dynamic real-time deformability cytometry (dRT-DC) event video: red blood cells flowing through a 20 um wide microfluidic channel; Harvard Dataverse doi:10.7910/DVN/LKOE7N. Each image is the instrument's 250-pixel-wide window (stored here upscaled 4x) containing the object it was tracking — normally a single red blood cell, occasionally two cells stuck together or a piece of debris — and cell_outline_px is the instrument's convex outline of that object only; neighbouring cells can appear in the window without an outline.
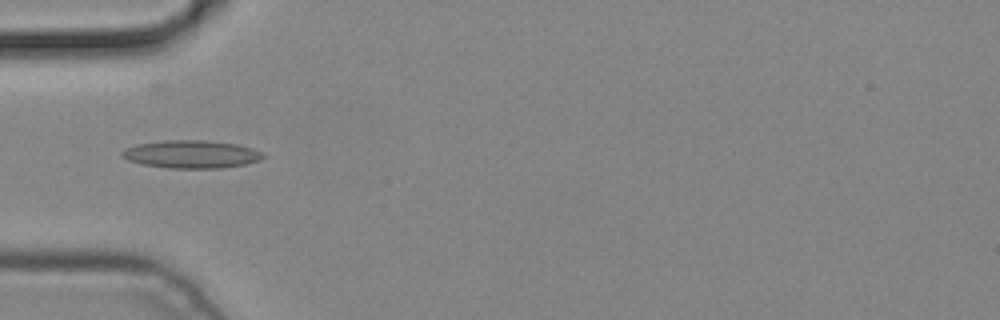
{"species": "common noctule bat (a hibernating species)", "species_latin": "Nyctalus noctula", "temperature_condition": "cold", "stored_images_in_passage": 2, "camera_frame_rate_fps": 3000, "um_per_image_px": 0.085, "animal": {"sex": "male", "body_mass_g": 19.2, "forearm_length_mm": 51.8}, "frame": {"image": 1, "passage_image": 2, "time_ms": 0.333, "image_size_px": [1000, 320], "cell_outline_px": [[264, 156], [260, 160], [244, 164], [220, 168], [168, 168], [140, 164], [128, 160], [120, 156], [120, 152], [124, 148], [136, 144], [164, 140], [204, 140], [236, 144], [252, 148], [260, 152]], "centroid_in_image_um": [16.19, 13.11], "position_along_channel_um": 68.8, "area_um2": 22.95}}